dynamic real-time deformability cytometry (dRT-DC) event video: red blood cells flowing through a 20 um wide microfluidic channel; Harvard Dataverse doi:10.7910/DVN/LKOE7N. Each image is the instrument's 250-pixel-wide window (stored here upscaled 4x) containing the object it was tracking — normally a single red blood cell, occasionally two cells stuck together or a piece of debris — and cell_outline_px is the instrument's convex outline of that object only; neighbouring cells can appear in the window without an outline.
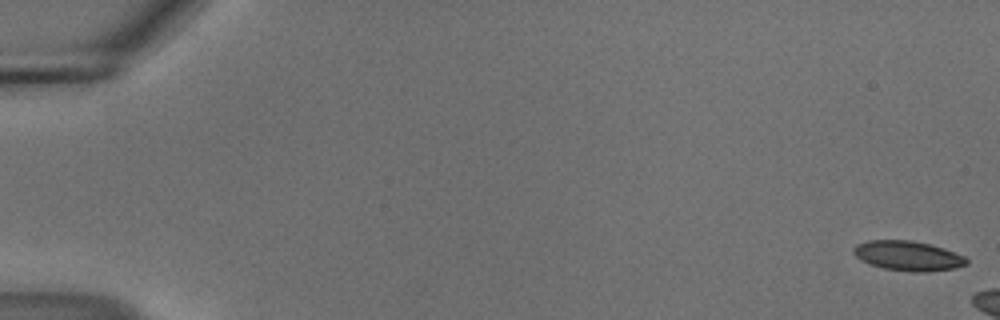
{"species": "common noctule bat (a hibernating species)", "species_latin": "Nyctalus noctula", "temperature_condition": "cold", "stored_images_in_passage": 8, "camera_frame_rate_fps": 3000, "um_per_image_px": 0.085, "animal": {"sex": "male", "body_mass_g": 18.8}, "frame": {"image": 1, "passage_image": 1, "time_ms": 0.0, "image_size_px": [1000, 320], "cell_outline_px": [[968, 264], [956, 268], [924, 272], [912, 272], [884, 268], [868, 264], [860, 260], [852, 252], [852, 248], [856, 244], [868, 240], [912, 240], [932, 244], [944, 248], [964, 256], [968, 260]], "centroid_in_image_um": [77.16, 21.74], "position_along_channel_um": 7.8, "area_um2": 19.83}}